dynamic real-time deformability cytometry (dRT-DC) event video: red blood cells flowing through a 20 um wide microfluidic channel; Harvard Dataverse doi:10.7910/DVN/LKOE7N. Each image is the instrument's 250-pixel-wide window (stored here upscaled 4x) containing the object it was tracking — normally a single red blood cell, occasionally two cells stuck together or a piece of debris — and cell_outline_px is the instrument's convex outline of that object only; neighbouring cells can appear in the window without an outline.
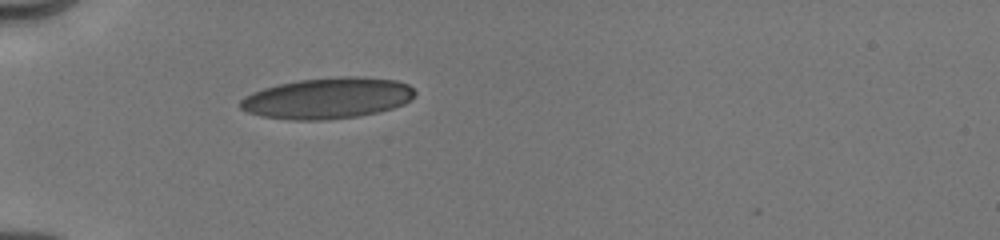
{"species": "human", "species_latin": "Homo sapiens", "temperature_condition": "cold", "stored_images_in_passage": 19, "camera_frame_rate_fps": 3000, "um_per_image_px": 0.085, "donor": {"sex": "male"}, "frame": {"image": 1, "passage_image": 1, "time_ms": 0.0, "image_size_px": [1000, 240], "cell_outline_px": [[416, 92], [412, 100], [404, 104], [392, 108], [360, 116], [328, 120], [292, 120], [260, 116], [248, 112], [240, 108], [240, 100], [244, 96], [252, 92], [264, 88], [280, 84], [300, 80], [344, 76], [356, 76], [396, 80], [408, 84]], "centroid_in_image_um": [27.85, 8.35], "position_along_channel_um": 57.2, "area_um2": 41.79}}
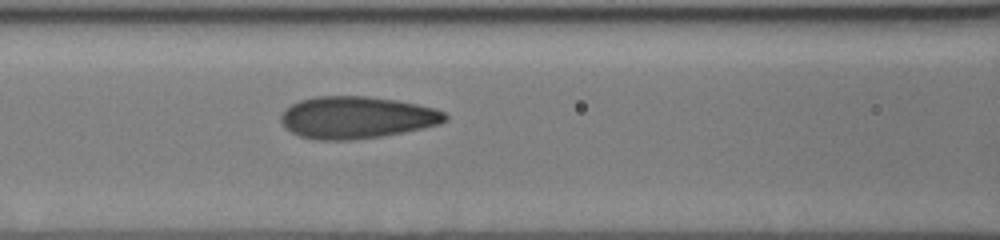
{"frame": {"image": 2, "passage_image": 10, "time_ms": 2.333, "image_size_px": [1000, 240], "cell_outline_px": [[448, 120], [440, 124], [404, 132], [380, 136], [348, 140], [316, 140], [300, 136], [284, 128], [280, 120], [280, 116], [292, 104], [300, 100], [316, 96], [368, 96], [396, 100], [436, 108], [444, 112], [448, 116]], "centroid_in_image_um": [30.32, 9.98], "position_along_channel_um": 136.3, "area_um2": 40.29}}
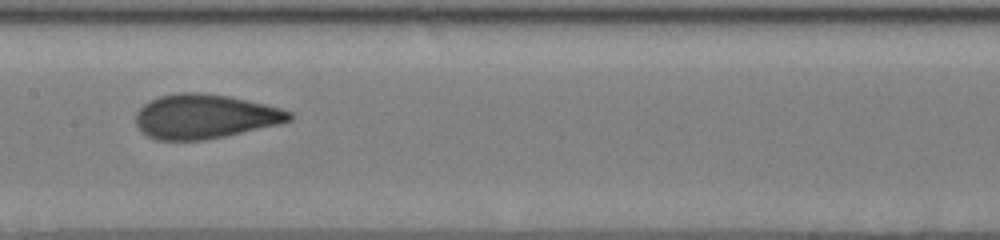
{"frame": {"image": 3, "passage_image": 16, "time_ms": 3.667, "image_size_px": [1000, 240], "cell_outline_px": [[292, 120], [280, 124], [224, 136], [204, 140], [156, 140], [140, 132], [136, 124], [136, 112], [144, 104], [160, 96], [180, 92], [196, 92], [228, 96], [264, 104], [280, 108], [292, 112]], "centroid_in_image_um": [17.39, 9.91], "position_along_channel_um": 190.0, "area_um2": 39.54}}